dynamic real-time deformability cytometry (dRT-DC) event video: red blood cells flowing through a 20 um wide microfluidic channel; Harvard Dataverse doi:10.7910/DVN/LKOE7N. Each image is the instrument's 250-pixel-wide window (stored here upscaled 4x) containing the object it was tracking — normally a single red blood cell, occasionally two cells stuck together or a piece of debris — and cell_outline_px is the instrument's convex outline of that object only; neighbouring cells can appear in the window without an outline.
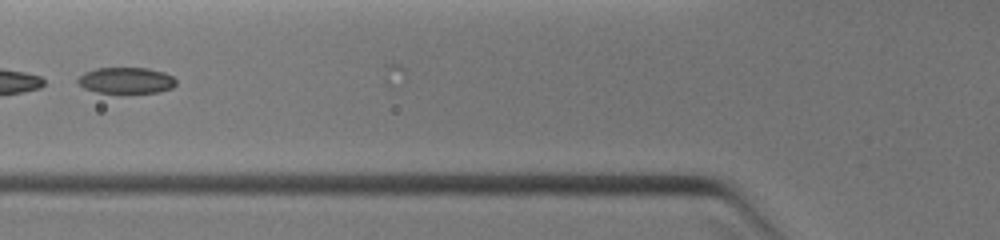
{"species": "common noctule bat (a hibernating species)", "species_latin": "Nyctalus noctula", "temperature_condition": "warm", "stored_images_in_passage": 5, "camera_frame_rate_fps": 3000, "um_per_image_px": 0.085, "animal": {"sex": "female", "body_mass_g": 19.0, "forearm_length_mm": 51.5}, "frame": {"image": 1, "passage_image": 5, "time_ms": 4.333, "image_size_px": [1000, 240], "cell_outline_px": [[176, 84], [172, 88], [160, 92], [96, 92], [84, 88], [76, 84], [76, 80], [84, 72], [96, 68], [148, 68], [164, 72], [172, 76], [176, 80]], "centroid_in_image_um": [10.7, 6.83], "position_along_channel_um": 115.1, "area_um2": 14.97}}